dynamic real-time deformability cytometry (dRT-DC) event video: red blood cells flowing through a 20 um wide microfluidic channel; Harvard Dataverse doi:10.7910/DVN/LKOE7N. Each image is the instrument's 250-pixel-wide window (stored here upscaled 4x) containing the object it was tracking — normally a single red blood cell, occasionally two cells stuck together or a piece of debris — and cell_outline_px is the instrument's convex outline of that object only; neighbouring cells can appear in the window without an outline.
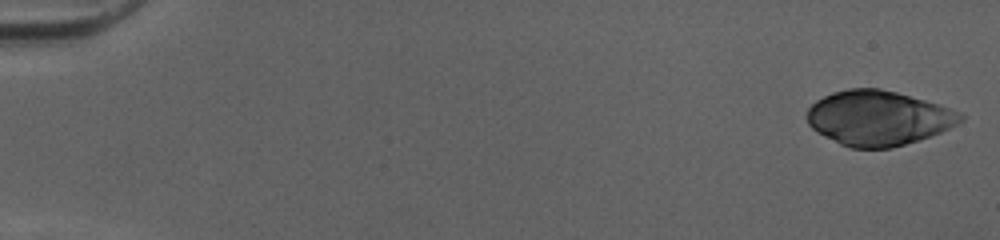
{"species": "human", "species_latin": "Homo sapiens", "temperature_condition": "cold", "stored_images_in_passage": 16, "camera_frame_rate_fps": 3000, "um_per_image_px": 0.085, "donor": {"sex": "female"}, "frame": {"image": 1, "passage_image": 1, "time_ms": 0.0, "image_size_px": [1000, 240], "cell_outline_px": [[964, 120], [940, 132], [892, 148], [852, 148], [840, 144], [816, 132], [808, 124], [808, 108], [816, 100], [832, 92], [848, 88], [880, 88], [896, 92], [940, 104], [960, 112], [964, 116]], "centroid_in_image_um": [74.64, 10.02], "position_along_channel_um": 10.4, "area_um2": 48.84}}
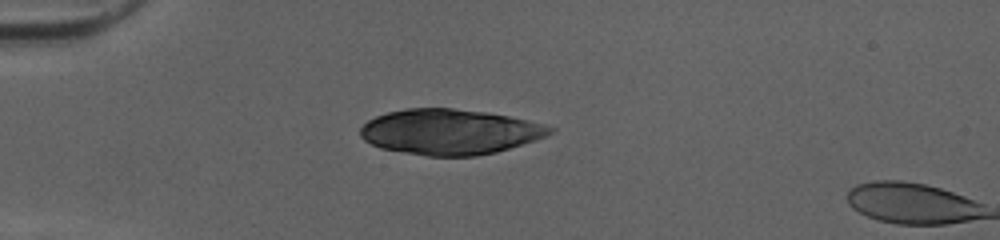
{"frame": {"image": 2, "passage_image": 14, "time_ms": 4.333, "image_size_px": [1000, 240], "cell_outline_px": [[556, 132], [548, 136], [536, 140], [496, 152], [476, 156], [428, 156], [380, 148], [364, 140], [360, 136], [360, 128], [368, 120], [376, 116], [388, 112], [408, 108], [452, 108], [488, 112], [508, 116], [544, 124], [556, 128]], "centroid_in_image_um": [38.26, 11.2], "position_along_channel_um": 46.7, "area_um2": 50.29}}